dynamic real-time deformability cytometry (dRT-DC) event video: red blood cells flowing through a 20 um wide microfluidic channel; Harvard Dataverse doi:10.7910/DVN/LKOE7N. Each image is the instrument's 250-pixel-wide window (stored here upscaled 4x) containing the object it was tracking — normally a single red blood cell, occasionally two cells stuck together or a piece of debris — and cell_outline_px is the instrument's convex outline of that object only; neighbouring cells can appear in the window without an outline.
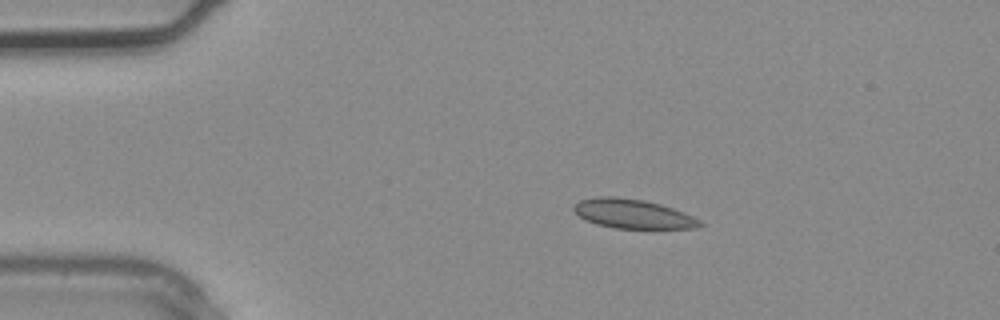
{"species": "common noctule bat (a hibernating species)", "species_latin": "Nyctalus noctula", "temperature_condition": "warm", "stored_images_in_passage": 4, "camera_frame_rate_fps": 3000, "um_per_image_px": 0.085, "animal": {"sex": "male", "body_mass_g": 20.4}, "frame": {"image": 1, "passage_image": 2, "time_ms": 0.333, "image_size_px": [1000, 320], "cell_outline_px": [[704, 224], [696, 228], [616, 228], [596, 224], [580, 216], [572, 208], [580, 200], [596, 196], [616, 196], [644, 200], [660, 204], [684, 212], [700, 220]], "centroid_in_image_um": [53.8, 18.16], "position_along_channel_um": 31.2, "area_um2": 21.33}}
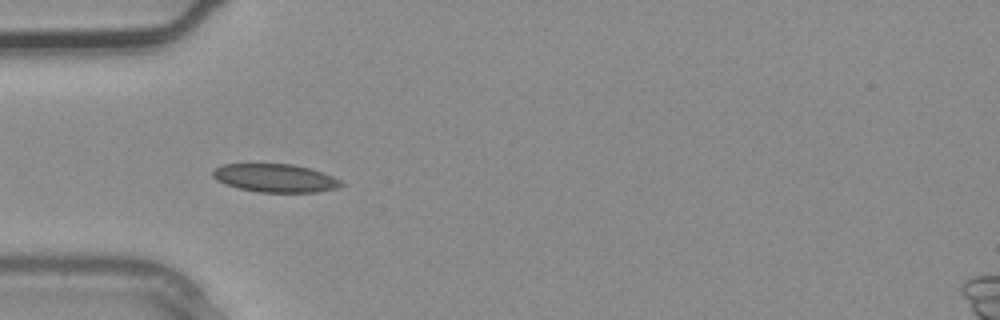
{"frame": {"image": 2, "passage_image": 3, "time_ms": 0.667, "image_size_px": [1000, 320], "cell_outline_px": [[344, 184], [340, 188], [316, 192], [260, 192], [240, 188], [224, 184], [216, 180], [212, 176], [212, 172], [216, 168], [224, 164], [292, 164], [308, 168], [332, 176], [340, 180]], "centroid_in_image_um": [23.4, 15.14], "position_along_channel_um": 61.6, "area_um2": 20.98}}